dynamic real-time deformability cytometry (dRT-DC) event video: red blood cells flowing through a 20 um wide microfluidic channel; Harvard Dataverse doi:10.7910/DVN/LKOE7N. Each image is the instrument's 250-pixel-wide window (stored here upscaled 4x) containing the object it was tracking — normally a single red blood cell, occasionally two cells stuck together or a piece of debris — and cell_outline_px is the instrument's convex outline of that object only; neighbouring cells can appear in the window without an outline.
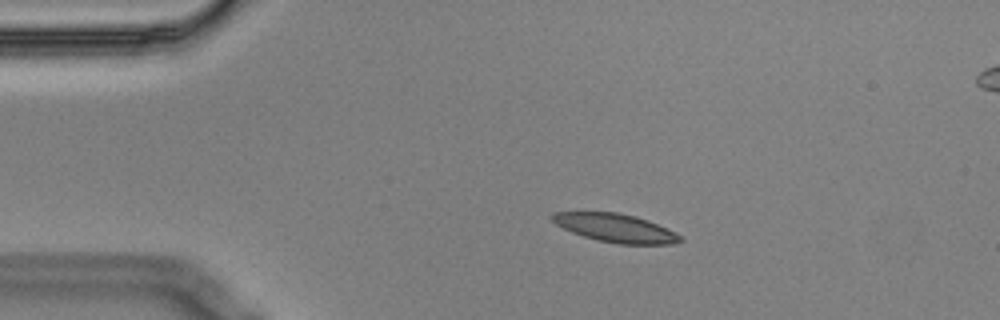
{"species": "Egyptian fruit bat (a non-hibernating species)", "species_latin": "Rousettus aegyptiacus", "temperature_condition": "cold", "stored_images_in_passage": 9, "camera_frame_rate_fps": 3000, "um_per_image_px": 0.085, "animal": {"sex": "male"}, "frame": {"image": 1, "passage_image": 1, "time_ms": 0.0, "image_size_px": [1000, 320], "cell_outline_px": [[684, 240], [672, 244], [616, 244], [596, 240], [572, 232], [556, 224], [548, 216], [552, 212], [616, 212], [636, 216], [648, 220], [668, 228], [684, 236]], "centroid_in_image_um": [52.35, 19.38], "position_along_channel_um": 32.6, "area_um2": 21.44}}
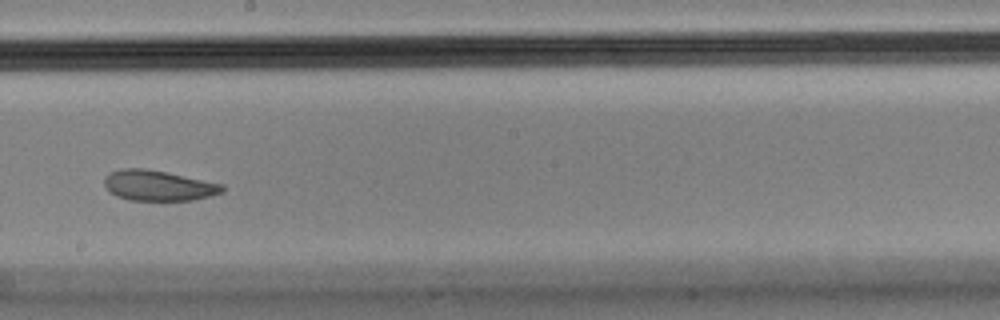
{"frame": {"image": 2, "passage_image": 7, "time_ms": 2.0, "image_size_px": [1000, 320], "cell_outline_px": [[224, 192], [212, 196], [192, 200], [128, 200], [116, 196], [108, 192], [104, 184], [104, 176], [120, 168], [148, 168], [168, 172], [224, 184]], "centroid_in_image_um": [13.46, 15.76], "position_along_channel_um": 234.7, "area_um2": 21.27}}
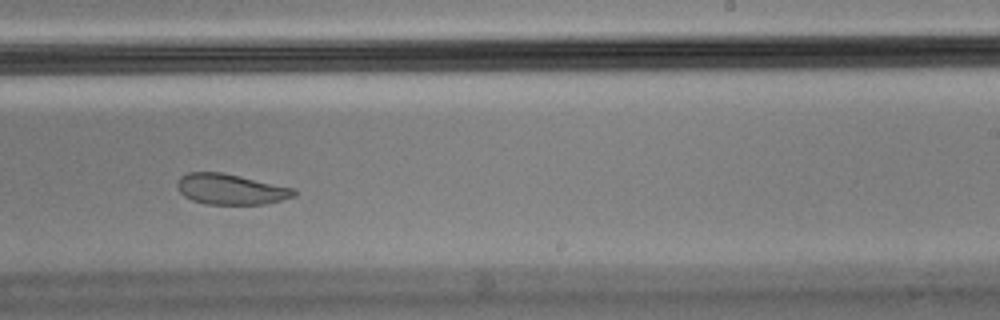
{"frame": {"image": 3, "passage_image": 8, "time_ms": 2.333, "image_size_px": [1000, 320], "cell_outline_px": [[296, 196], [264, 204], [204, 204], [192, 200], [184, 196], [176, 188], [176, 184], [180, 176], [188, 172], [220, 172], [240, 176], [292, 188], [296, 192]], "centroid_in_image_um": [19.55, 16.08], "position_along_channel_um": 269.5, "area_um2": 20.69}}